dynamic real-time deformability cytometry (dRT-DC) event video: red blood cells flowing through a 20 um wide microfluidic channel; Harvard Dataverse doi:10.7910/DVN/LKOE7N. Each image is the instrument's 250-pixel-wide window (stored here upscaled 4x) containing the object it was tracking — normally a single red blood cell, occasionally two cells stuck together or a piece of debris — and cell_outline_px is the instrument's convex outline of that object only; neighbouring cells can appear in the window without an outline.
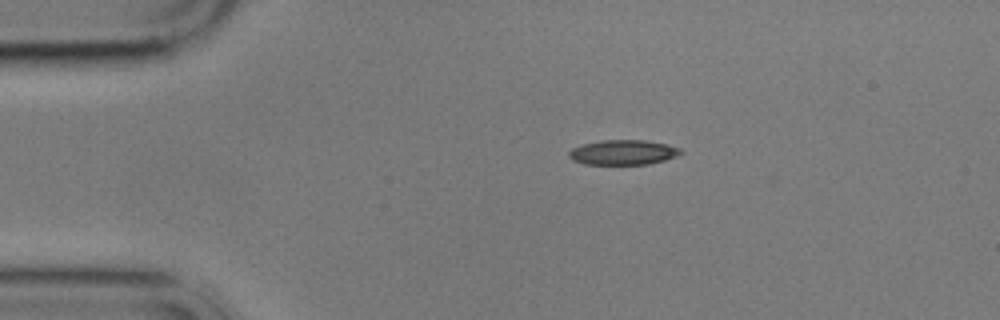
{"species": "common noctule bat (a hibernating species)", "species_latin": "Nyctalus noctula", "temperature_condition": "cold", "stored_images_in_passage": 7, "camera_frame_rate_fps": 3000, "um_per_image_px": 0.085, "animal": {"sex": "male", "body_mass_g": 17.9}, "frame": {"image": 1, "passage_image": 1, "time_ms": 0.0, "image_size_px": [1000, 320], "cell_outline_px": [[684, 152], [676, 156], [664, 160], [648, 164], [584, 164], [572, 160], [568, 156], [568, 152], [572, 148], [584, 144], [600, 140], [644, 140], [668, 144], [680, 148]], "centroid_in_image_um": [52.96, 12.95], "position_along_channel_um": 32.0, "area_um2": 16.24}}
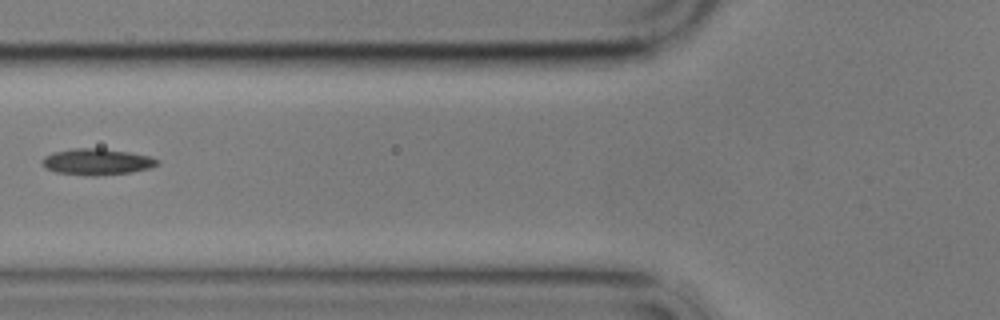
{"frame": {"image": 2, "passage_image": 4, "time_ms": 3.667, "image_size_px": [1000, 320], "cell_outline_px": [[160, 164], [148, 168], [132, 172], [96, 176], [84, 176], [56, 172], [40, 164], [40, 160], [44, 156], [52, 152], [72, 148], [104, 148], [128, 152], [148, 156], [160, 160]], "centroid_in_image_um": [8.2, 13.75], "position_along_channel_um": 117.6, "area_um2": 17.86}}
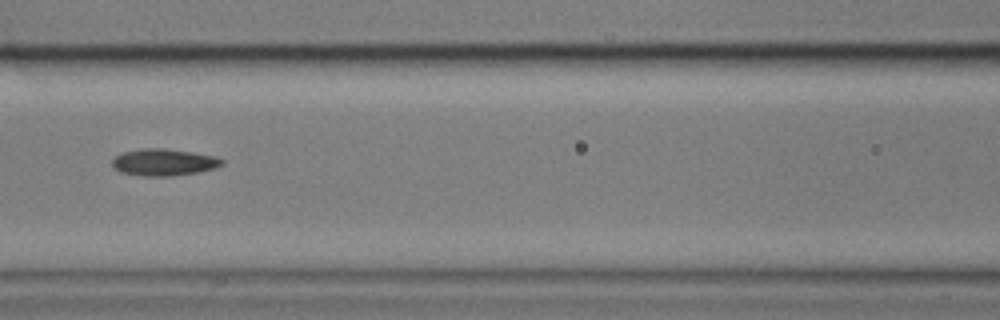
{"frame": {"image": 3, "passage_image": 5, "time_ms": 4.667, "image_size_px": [1000, 320], "cell_outline_px": [[224, 164], [216, 168], [200, 172], [172, 176], [144, 176], [120, 172], [112, 164], [112, 160], [116, 156], [124, 152], [144, 148], [164, 148], [192, 152], [212, 156], [224, 160]], "centroid_in_image_um": [13.95, 13.8], "position_along_channel_um": 152.6, "area_um2": 17.11}}